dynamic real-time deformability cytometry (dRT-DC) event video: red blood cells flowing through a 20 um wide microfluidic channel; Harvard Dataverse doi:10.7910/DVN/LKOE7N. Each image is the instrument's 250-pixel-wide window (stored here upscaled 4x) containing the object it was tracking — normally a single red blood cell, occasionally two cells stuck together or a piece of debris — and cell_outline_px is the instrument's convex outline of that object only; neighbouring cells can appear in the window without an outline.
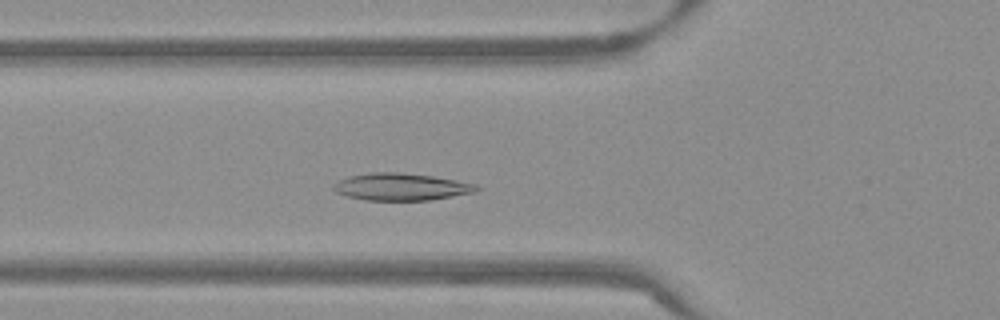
{"species": "Egyptian fruit bat (a non-hibernating species)", "species_latin": "Rousettus aegyptiacus", "temperature_condition": "warm", "stored_images_in_passage": 47, "camera_frame_rate_fps": 3000, "um_per_image_px": 0.085, "frame": {"image": 1, "passage_image": 13, "time_ms": 4.0, "image_size_px": [1000, 320], "cell_outline_px": [[480, 188], [476, 192], [432, 200], [364, 200], [348, 196], [336, 192], [332, 188], [332, 184], [348, 176], [372, 172], [400, 172], [432, 176], [456, 180], [476, 184]], "centroid_in_image_um": [34.1, 15.88], "position_along_channel_um": 91.7, "area_um2": 22.72}}
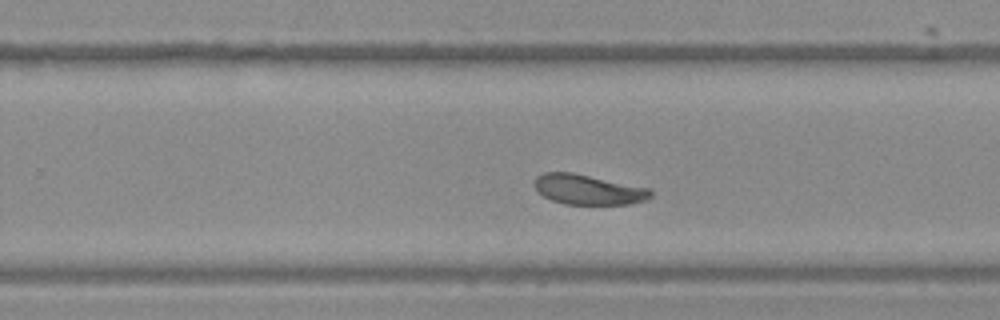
{"frame": {"image": 2, "passage_image": 28, "time_ms": 9.0, "image_size_px": [1000, 320], "cell_outline_px": [[652, 196], [648, 200], [632, 204], [564, 204], [552, 200], [544, 196], [532, 184], [536, 176], [544, 172], [572, 172], [652, 188]], "centroid_in_image_um": [50.04, 16.11], "position_along_channel_um": 279.8, "area_um2": 20.63}}
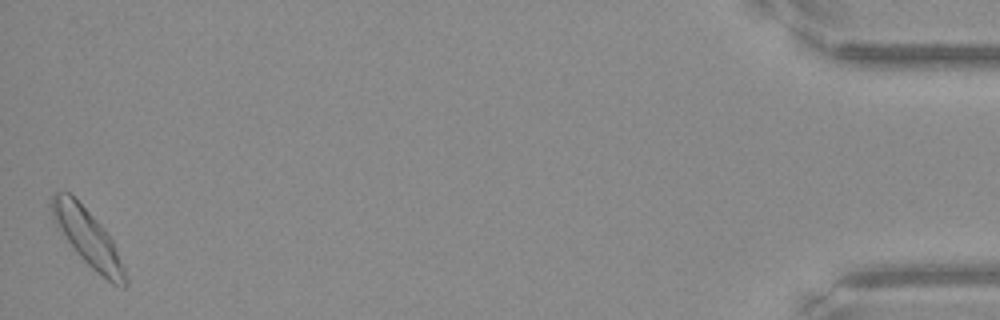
{"frame": {"image": 3, "passage_image": 47, "time_ms": 15.333, "image_size_px": [1000, 320], "cell_outline_px": [[128, 284], [124, 288], [112, 284], [96, 272], [80, 256], [52, 220], [48, 204], [52, 196], [56, 192], [68, 192], [104, 228], [112, 240], [128, 276]], "centroid_in_image_um": [7.46, 20.23], "position_along_channel_um": 427.7, "area_um2": 23.99}, "authors_computed_cell_mechanics": {"area_um2": 21.4438, "velocity_mm_per_s": 3.7568, "shape_relaxation_time_tau1_ms": 2.169, "shape_relaxation_time_tau2_ms": 2.6231, "deformation_change_tau1": 0.0781, "deformation_change_tau2": 0.0571}}